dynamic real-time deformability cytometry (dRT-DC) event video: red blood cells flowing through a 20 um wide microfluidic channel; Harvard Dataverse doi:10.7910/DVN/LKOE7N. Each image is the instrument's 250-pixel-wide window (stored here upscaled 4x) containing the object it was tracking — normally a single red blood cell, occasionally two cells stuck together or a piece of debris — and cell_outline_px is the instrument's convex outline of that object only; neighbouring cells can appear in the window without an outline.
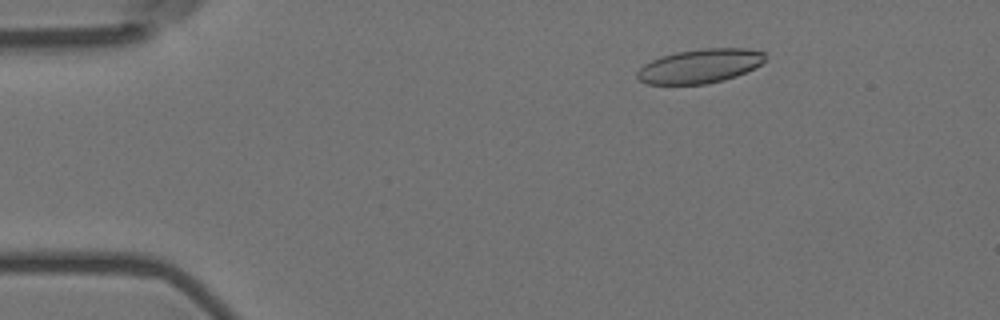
{"species": "Egyptian fruit bat (a non-hibernating species)", "species_latin": "Rousettus aegyptiacus", "temperature_condition": "room temperature", "stored_images_in_passage": 6, "camera_frame_rate_fps": 3000, "um_per_image_px": 0.085, "animal": {"sex": "female"}, "frame": {"image": 1, "passage_image": 3, "time_ms": 0.667, "image_size_px": [1000, 320], "cell_outline_px": [[764, 60], [760, 64], [736, 76], [724, 80], [708, 84], [648, 84], [640, 80], [636, 76], [636, 72], [644, 64], [660, 56], [676, 52], [700, 48], [748, 48], [764, 52]], "centroid_in_image_um": [59.46, 5.61], "position_along_channel_um": 25.5, "area_um2": 25.37}}
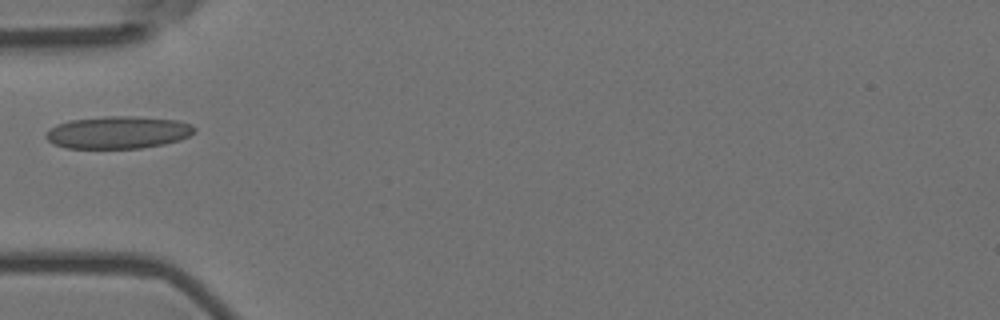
{"frame": {"image": 2, "passage_image": 6, "time_ms": 1.667, "image_size_px": [1000, 320], "cell_outline_px": [[196, 132], [180, 140], [164, 144], [140, 148], [68, 148], [52, 144], [44, 136], [56, 124], [72, 120], [104, 116], [128, 116], [176, 120], [192, 124], [196, 128]], "centroid_in_image_um": [10.05, 11.26], "position_along_channel_um": 74.9, "area_um2": 27.98}}